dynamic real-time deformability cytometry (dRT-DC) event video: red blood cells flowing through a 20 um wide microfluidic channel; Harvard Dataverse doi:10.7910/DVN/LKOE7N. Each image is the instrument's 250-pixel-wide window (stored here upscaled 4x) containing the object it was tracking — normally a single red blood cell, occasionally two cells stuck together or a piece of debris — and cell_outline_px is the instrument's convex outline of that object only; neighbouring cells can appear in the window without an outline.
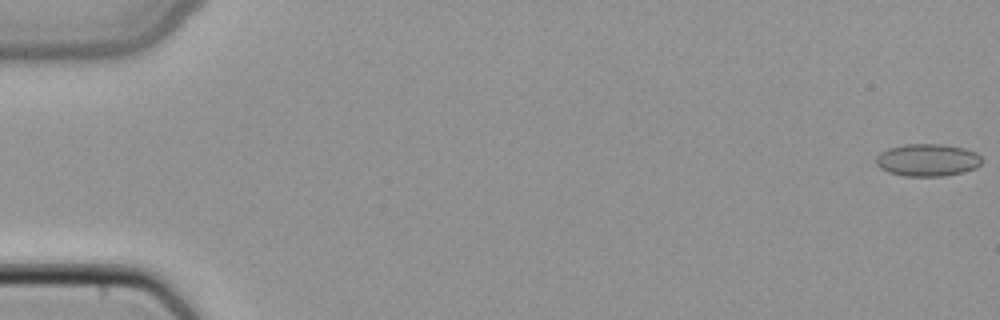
{"species": "common noctule bat (a hibernating species)", "species_latin": "Nyctalus noctula", "temperature_condition": "cold", "stored_images_in_passage": 51, "camera_frame_rate_fps": 3000, "um_per_image_px": 0.085, "animal": {"sex": "female", "body_mass_g": 22.7, "forearm_length_mm": 54.2}, "frame": {"image": 1, "passage_image": 1, "time_ms": 0.0, "image_size_px": [1000, 320], "cell_outline_px": [[984, 160], [976, 168], [964, 172], [944, 176], [904, 176], [888, 172], [880, 168], [876, 164], [876, 156], [880, 152], [888, 148], [904, 144], [940, 144], [964, 148], [976, 152]], "centroid_in_image_um": [78.84, 13.6], "position_along_channel_um": 6.2, "area_um2": 20.17}}
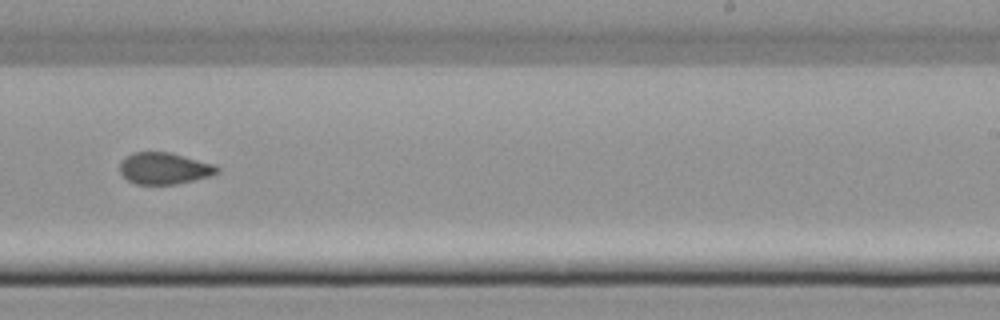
{"frame": {"image": 2, "passage_image": 32, "time_ms": 10.333, "image_size_px": [1000, 320], "cell_outline_px": [[220, 172], [212, 176], [176, 184], [136, 184], [128, 180], [120, 172], [120, 164], [132, 152], [168, 152], [216, 164], [220, 168]], "centroid_in_image_um": [14.02, 14.32], "position_along_channel_um": 275.0, "area_um2": 17.92}}
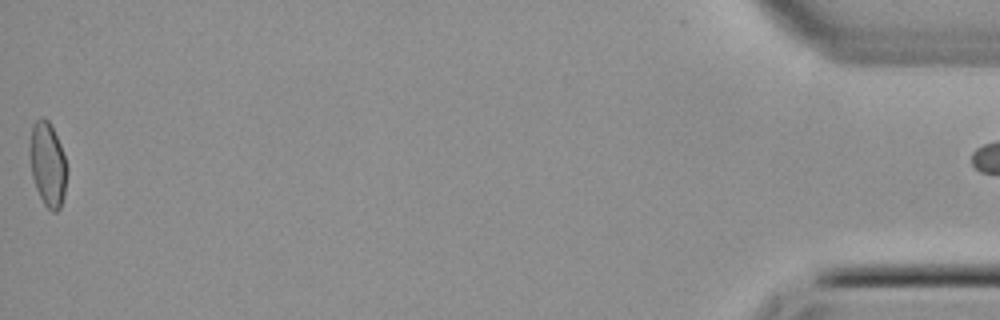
{"frame": {"image": 3, "passage_image": 50, "time_ms": 16.333, "image_size_px": [1000, 320], "cell_outline_px": [[68, 172], [64, 196], [60, 208], [56, 212], [52, 212], [44, 204], [36, 188], [32, 176], [28, 152], [28, 148], [32, 124], [40, 116], [44, 116], [48, 120], [60, 144], [68, 168]], "centroid_in_image_um": [4.04, 13.95], "position_along_channel_um": 431.2, "area_um2": 18.61}}